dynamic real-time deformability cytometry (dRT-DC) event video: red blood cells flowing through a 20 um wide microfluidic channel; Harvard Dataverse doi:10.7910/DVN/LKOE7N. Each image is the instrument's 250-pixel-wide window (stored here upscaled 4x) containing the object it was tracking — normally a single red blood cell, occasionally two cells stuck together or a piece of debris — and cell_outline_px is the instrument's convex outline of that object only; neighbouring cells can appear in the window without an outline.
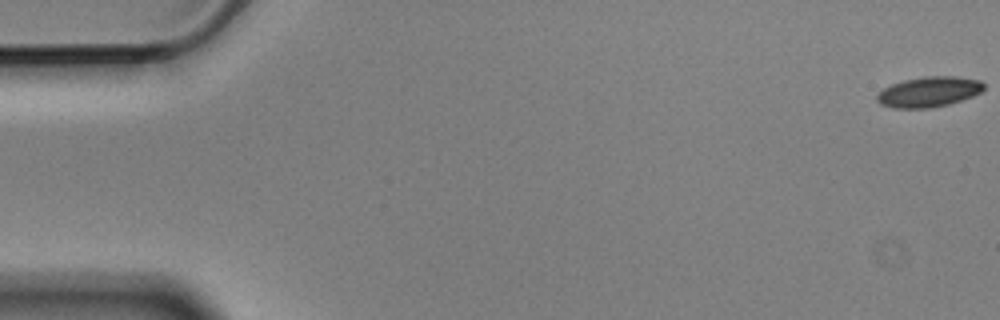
{"species": "Egyptian fruit bat (a non-hibernating species)", "species_latin": "Rousettus aegyptiacus", "temperature_condition": "cold", "stored_images_in_passage": 7, "camera_frame_rate_fps": 3000, "um_per_image_px": 0.085, "animal": {"sex": "male"}, "frame": {"image": 1, "passage_image": 1, "time_ms": 0.0, "image_size_px": [1000, 320], "cell_outline_px": [[984, 88], [980, 92], [972, 96], [948, 104], [932, 108], [892, 108], [880, 104], [876, 100], [876, 96], [884, 88], [892, 84], [904, 80], [924, 76], [956, 76], [980, 80], [984, 84]], "centroid_in_image_um": [78.94, 7.8], "position_along_channel_um": 6.1, "area_um2": 18.84}}
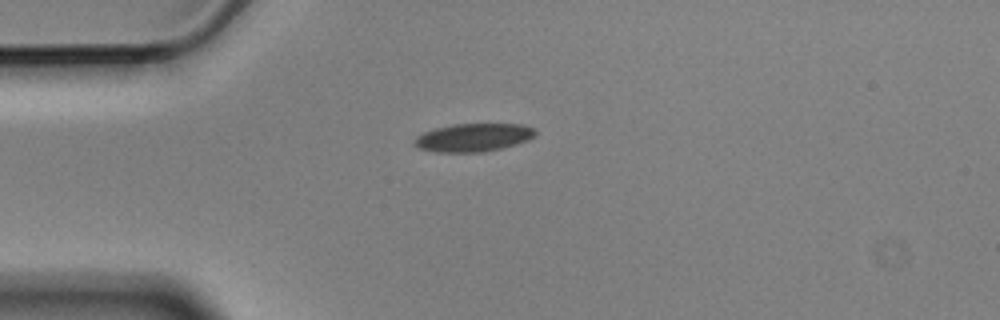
{"frame": {"image": 2, "passage_image": 5, "time_ms": 1.333, "image_size_px": [1000, 320], "cell_outline_px": [[536, 136], [528, 140], [516, 144], [484, 152], [436, 152], [416, 148], [416, 136], [424, 132], [436, 128], [452, 124], [524, 124], [532, 128], [536, 132]], "centroid_in_image_um": [40.25, 11.69], "position_along_channel_um": 44.8, "area_um2": 19.77}}
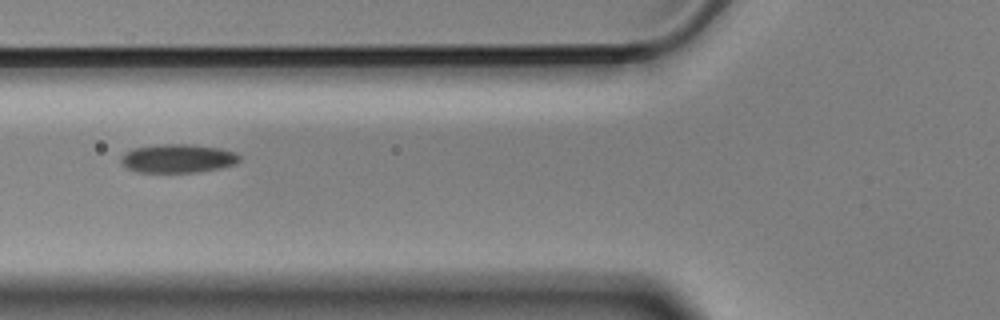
{"frame": {"image": 3, "passage_image": 7, "time_ms": 2.0, "image_size_px": [1000, 320], "cell_outline_px": [[240, 160], [236, 164], [220, 168], [196, 172], [136, 172], [128, 168], [120, 160], [120, 156], [124, 152], [132, 148], [164, 144], [188, 144], [220, 148], [236, 152], [240, 156]], "centroid_in_image_um": [15.12, 13.46], "position_along_channel_um": 110.7, "area_um2": 19.83}}